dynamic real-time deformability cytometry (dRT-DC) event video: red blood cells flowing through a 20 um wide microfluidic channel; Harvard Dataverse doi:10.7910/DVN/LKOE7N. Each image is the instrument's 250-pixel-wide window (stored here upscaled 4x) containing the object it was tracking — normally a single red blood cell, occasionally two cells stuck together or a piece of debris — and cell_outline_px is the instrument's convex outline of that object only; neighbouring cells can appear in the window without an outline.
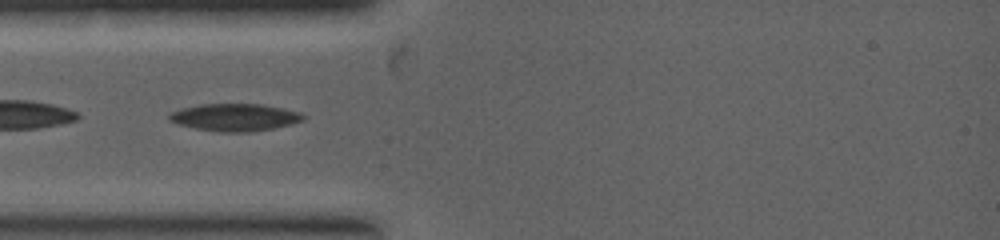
{"species": "common noctule bat (a hibernating species)", "species_latin": "Nyctalus noctula", "temperature_condition": "warm", "stored_images_in_passage": 7, "camera_frame_rate_fps": 5000, "um_per_image_px": 0.085, "animal": {"sex": "female", "body_mass_g": 19.0, "forearm_length_mm": 53.3}, "frame": {"image": 1, "passage_image": 2, "time_ms": 0.4, "image_size_px": [1000, 240], "cell_outline_px": [[304, 120], [292, 124], [272, 128], [248, 132], [220, 132], [196, 128], [180, 124], [168, 120], [168, 116], [172, 112], [180, 108], [200, 104], [260, 104], [284, 108], [300, 112], [304, 116]], "centroid_in_image_um": [19.97, 9.96], "position_along_channel_um": 65.0, "area_um2": 21.27}}
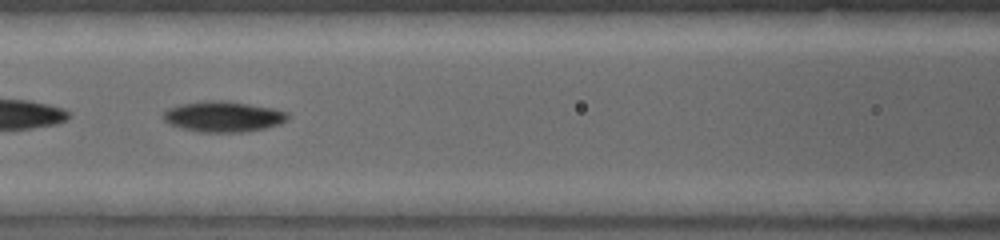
{"frame": {"image": 2, "passage_image": 6, "time_ms": 1.6, "image_size_px": [1000, 240], "cell_outline_px": [[292, 116], [288, 120], [280, 124], [264, 128], [240, 132], [200, 132], [180, 128], [168, 124], [160, 116], [168, 108], [180, 104], [204, 100], [224, 100], [276, 108], [288, 112]], "centroid_in_image_um": [18.98, 9.9], "position_along_channel_um": 147.6, "area_um2": 22.66}}